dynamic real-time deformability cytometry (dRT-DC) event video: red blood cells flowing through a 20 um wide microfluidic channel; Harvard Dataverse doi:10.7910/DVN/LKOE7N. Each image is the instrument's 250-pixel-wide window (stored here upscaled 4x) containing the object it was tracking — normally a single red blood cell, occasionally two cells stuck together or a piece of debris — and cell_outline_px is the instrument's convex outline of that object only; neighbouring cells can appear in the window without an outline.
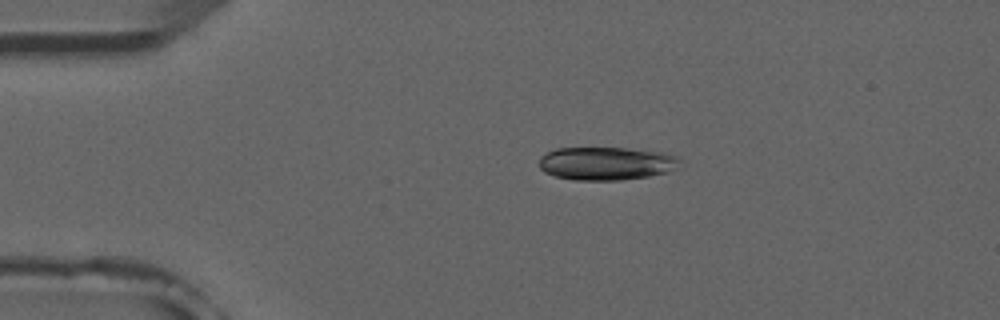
{"species": "common noctule bat (a hibernating species)", "species_latin": "Nyctalus noctula", "temperature_condition": "room temperature", "stored_images_in_passage": 4, "camera_frame_rate_fps": 3000, "um_per_image_px": 0.085, "animal": {"sex": "male", "forearm_length_mm": 52.5}, "frame": {"image": 1, "passage_image": 3, "time_ms": 2.333, "image_size_px": [1000, 320], "cell_outline_px": [[680, 160], [668, 172], [648, 176], [620, 180], [576, 180], [552, 176], [544, 172], [540, 168], [540, 156], [556, 148], [628, 148], [664, 152], [680, 156]], "centroid_in_image_um": [51.51, 13.89], "position_along_channel_um": 33.5, "area_um2": 27.22}}